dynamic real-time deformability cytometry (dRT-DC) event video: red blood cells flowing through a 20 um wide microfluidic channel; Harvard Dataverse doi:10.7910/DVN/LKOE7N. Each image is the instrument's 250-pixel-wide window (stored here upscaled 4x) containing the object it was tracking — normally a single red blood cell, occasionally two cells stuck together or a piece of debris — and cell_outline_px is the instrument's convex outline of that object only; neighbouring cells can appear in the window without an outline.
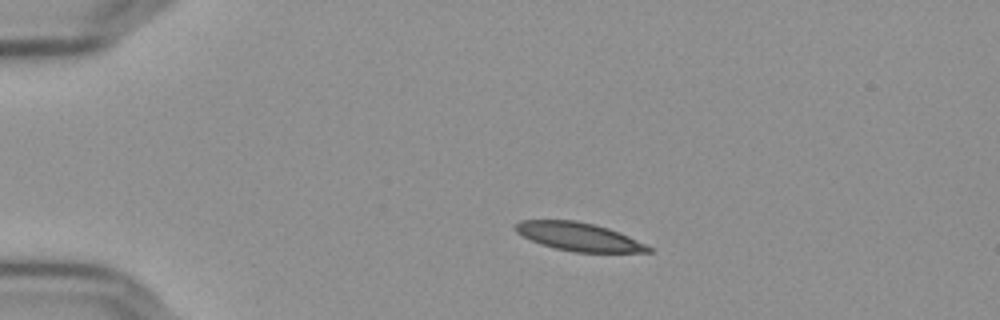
{"species": "Egyptian fruit bat (a non-hibernating species)", "species_latin": "Rousettus aegyptiacus", "temperature_condition": "cold", "stored_images_in_passage": 45, "camera_frame_rate_fps": 3000, "um_per_image_px": 0.085, "frame": {"image": 1, "passage_image": 1, "time_ms": 0.0, "image_size_px": [1000, 320], "cell_outline_px": [[652, 252], [576, 252], [556, 248], [540, 244], [516, 232], [512, 228], [512, 224], [520, 220], [576, 220], [608, 228], [620, 232], [652, 248]], "centroid_in_image_um": [49.14, 20.11], "position_along_channel_um": 35.9, "area_um2": 21.79}}
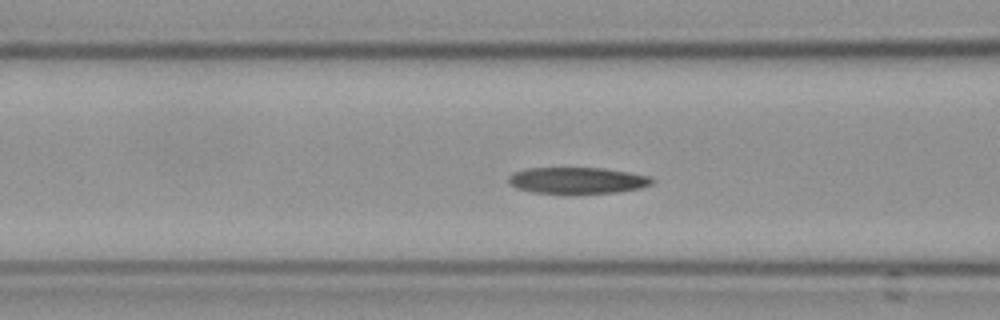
{"frame": {"image": 2, "passage_image": 12, "time_ms": 3.667, "image_size_px": [1000, 320], "cell_outline_px": [[656, 180], [652, 184], [640, 188], [616, 192], [532, 192], [516, 188], [508, 180], [508, 176], [516, 172], [528, 168], [604, 168], [652, 176]], "centroid_in_image_um": [49.13, 15.31], "position_along_channel_um": 117.5, "area_um2": 21.62}}
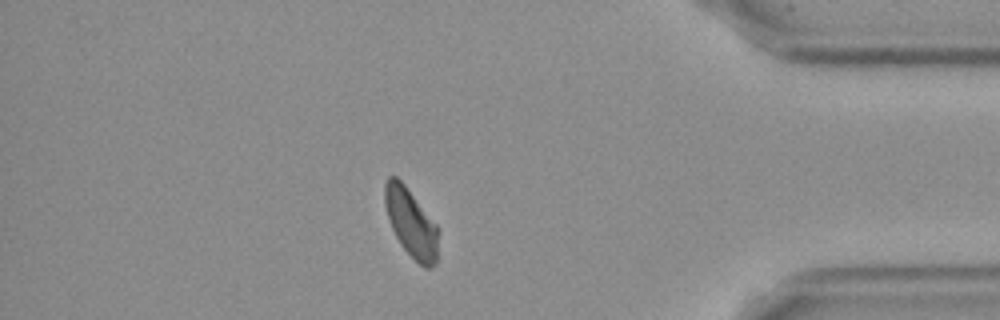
{"frame": {"image": 3, "passage_image": 38, "time_ms": 12.333, "image_size_px": [1000, 320], "cell_outline_px": [[436, 264], [432, 268], [424, 268], [400, 244], [392, 228], [384, 204], [384, 184], [388, 176], [396, 176], [404, 184], [436, 224]], "centroid_in_image_um": [34.9, 18.92], "position_along_channel_um": 400.3, "area_um2": 20.75}, "authors_computed_cell_mechanics": {"area_um2": 22.1952, "velocity_mm_per_s": 3.6156, "shape_relaxation_time_tau1_ms": 4.8129, "shape_relaxation_time_tau2_ms": 2.9722, "deformation_change_tau1": 0.1469, "deformation_change_tau2": 0.0801}}